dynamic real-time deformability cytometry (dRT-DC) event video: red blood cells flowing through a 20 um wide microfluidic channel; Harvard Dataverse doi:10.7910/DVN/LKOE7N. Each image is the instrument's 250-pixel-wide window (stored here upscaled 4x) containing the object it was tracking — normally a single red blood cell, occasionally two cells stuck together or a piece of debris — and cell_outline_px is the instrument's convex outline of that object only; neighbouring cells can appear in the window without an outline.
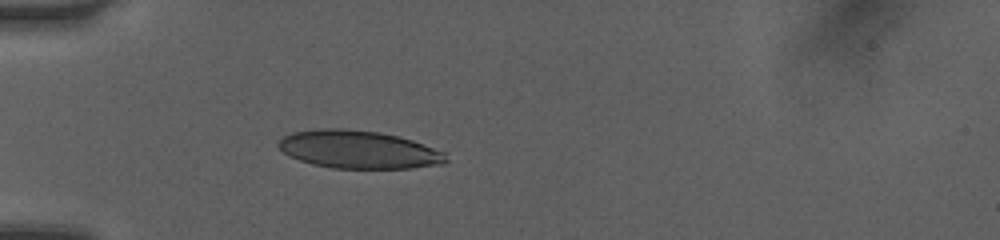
{"species": "human", "species_latin": "Homo sapiens", "temperature_condition": "room temperature", "stored_images_in_passage": 5, "camera_frame_rate_fps": 3000, "um_per_image_px": 0.085, "donor": {"sex": "female"}, "frame": {"image": 1, "passage_image": 5, "time_ms": 4.667, "image_size_px": [1000, 240], "cell_outline_px": [[448, 160], [444, 164], [412, 168], [332, 168], [312, 164], [300, 160], [284, 152], [276, 144], [284, 136], [292, 132], [316, 128], [344, 128], [380, 132], [412, 140], [444, 152]], "centroid_in_image_um": [30.47, 12.7], "position_along_channel_um": 54.5, "area_um2": 36.99}}